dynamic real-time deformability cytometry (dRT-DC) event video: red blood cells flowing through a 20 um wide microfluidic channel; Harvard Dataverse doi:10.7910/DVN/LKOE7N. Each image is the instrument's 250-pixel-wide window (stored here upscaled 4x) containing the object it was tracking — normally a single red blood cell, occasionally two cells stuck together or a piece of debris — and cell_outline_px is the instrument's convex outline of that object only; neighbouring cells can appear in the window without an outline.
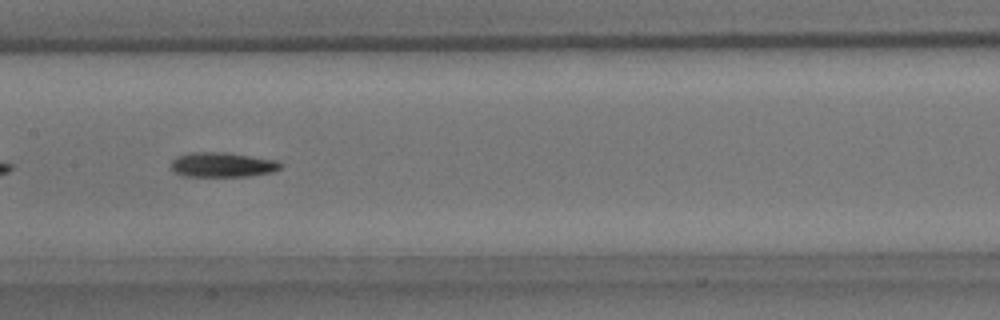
{"species": "common noctule bat (a hibernating species)", "species_latin": "Nyctalus noctula", "temperature_condition": "room temperature", "stored_images_in_passage": 35, "camera_frame_rate_fps": 3000, "um_per_image_px": 0.085, "animal": {"sex": "male", "body_mass_g": 15.6}, "frame": {"image": 1, "passage_image": 11, "time_ms": 3.333, "image_size_px": [1000, 320], "cell_outline_px": [[284, 164], [280, 168], [272, 172], [248, 176], [184, 176], [176, 172], [172, 168], [172, 160], [176, 156], [192, 152], [224, 152], [276, 160]], "centroid_in_image_um": [18.91, 14.0], "position_along_channel_um": 188.5, "area_um2": 15.66}, "authors_computed_cell_mechanics": {"area_um2": 15.317, "velocity_mm_per_s": 4.0672, "shape_relaxation_time_tau1_ms": 2.7599, "shape_relaxation_time_tau2_ms": null, "deformation_change_tau1": 0.1229, "deformation_change_tau2": null}}